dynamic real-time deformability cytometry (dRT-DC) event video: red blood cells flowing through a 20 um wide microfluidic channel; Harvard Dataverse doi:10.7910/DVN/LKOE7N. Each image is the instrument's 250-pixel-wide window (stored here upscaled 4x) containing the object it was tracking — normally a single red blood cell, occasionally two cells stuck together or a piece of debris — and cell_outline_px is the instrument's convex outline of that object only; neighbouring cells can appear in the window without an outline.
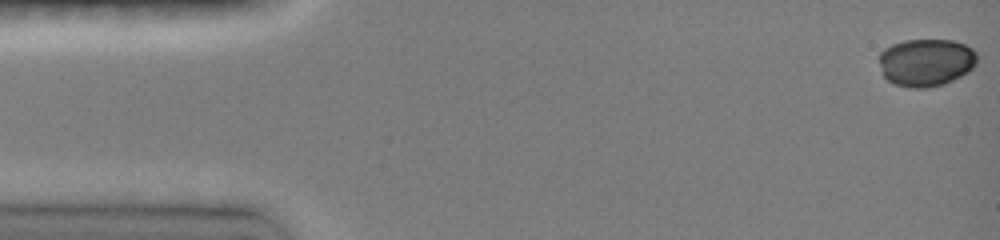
{"species": "common noctule bat (a hibernating species)", "species_latin": "Nyctalus noctula", "temperature_condition": "room temperature", "stored_images_in_passage": 10, "camera_frame_rate_fps": 3000, "um_per_image_px": 0.085, "animal": {"sex": "female", "body_mass_g": 19.0, "forearm_length_mm": 51.5}, "frame": {"image": 1, "passage_image": 1, "time_ms": 0.0, "image_size_px": [1000, 240], "cell_outline_px": [[976, 64], [968, 72], [944, 84], [928, 88], [912, 88], [896, 84], [888, 80], [880, 72], [880, 52], [884, 48], [892, 44], [904, 40], [952, 40], [964, 44], [972, 48], [976, 52]], "centroid_in_image_um": [78.7, 5.3], "position_along_channel_um": 6.3, "area_um2": 27.28}}
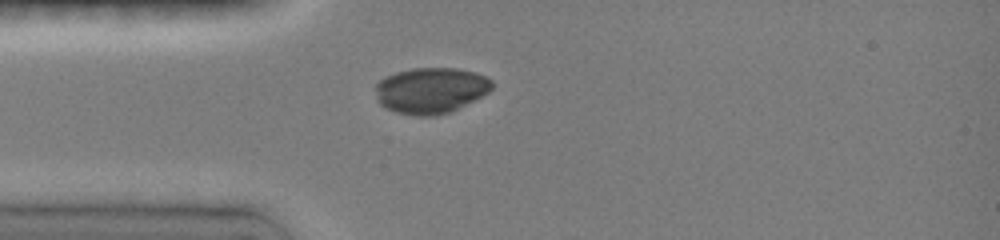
{"frame": {"image": 2, "passage_image": 5, "time_ms": 4.0, "image_size_px": [1000, 240], "cell_outline_px": [[492, 88], [488, 92], [448, 112], [436, 116], [416, 116], [396, 112], [380, 104], [376, 100], [376, 84], [384, 76], [396, 72], [412, 68], [456, 68], [476, 72], [492, 80]], "centroid_in_image_um": [36.58, 7.67], "position_along_channel_um": 48.4, "area_um2": 30.98}}
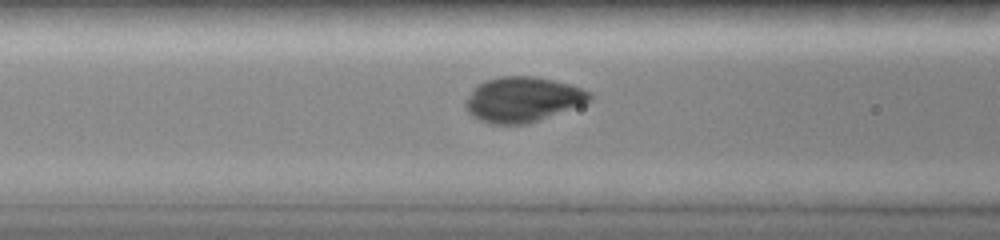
{"frame": {"image": 3, "passage_image": 9, "time_ms": 6.0, "image_size_px": [1000, 240], "cell_outline_px": [[592, 100], [584, 104], [528, 124], [492, 124], [480, 120], [472, 116], [468, 112], [464, 104], [464, 100], [472, 88], [484, 80], [500, 76], [536, 76], [568, 84], [580, 88], [588, 92], [592, 96]], "centroid_in_image_um": [44.38, 8.45], "position_along_channel_um": 122.2, "area_um2": 32.71}}